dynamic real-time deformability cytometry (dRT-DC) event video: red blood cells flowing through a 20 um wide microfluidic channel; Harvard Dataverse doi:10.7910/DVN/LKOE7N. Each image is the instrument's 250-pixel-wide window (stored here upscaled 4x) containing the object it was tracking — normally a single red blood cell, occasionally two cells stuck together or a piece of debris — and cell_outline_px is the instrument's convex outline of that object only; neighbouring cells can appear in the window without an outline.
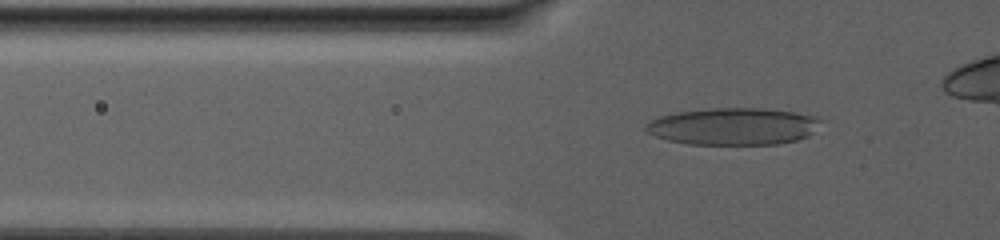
{"species": "human", "species_latin": "Homo sapiens", "temperature_condition": "warm", "stored_images_in_passage": 87, "camera_frame_rate_fps": 3000, "um_per_image_px": 0.085, "donor": {"sex": "male"}, "frame": {"image": 1, "passage_image": 36, "time_ms": 11.667, "image_size_px": [1000, 240], "cell_outline_px": [[824, 120], [808, 136], [796, 140], [780, 144], [688, 144], [668, 140], [656, 136], [648, 132], [644, 128], [644, 124], [660, 116], [676, 112], [712, 108], [764, 108], [796, 112], [816, 116]], "centroid_in_image_um": [62.35, 10.73], "position_along_channel_um": 63.4, "area_um2": 37.92}}
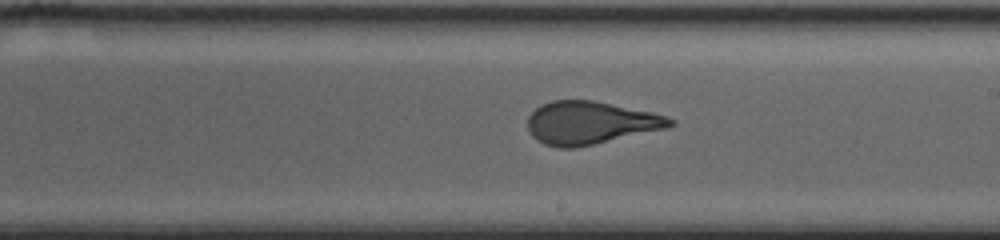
{"frame": {"image": 2, "passage_image": 60, "time_ms": 19.667, "image_size_px": [1000, 240], "cell_outline_px": [[676, 124], [664, 128], [576, 148], [560, 148], [544, 144], [536, 140], [532, 136], [528, 128], [528, 116], [540, 104], [552, 100], [592, 100], [652, 112], [668, 116], [676, 120]], "centroid_in_image_um": [50.15, 10.43], "position_along_channel_um": 238.9, "area_um2": 35.43}}
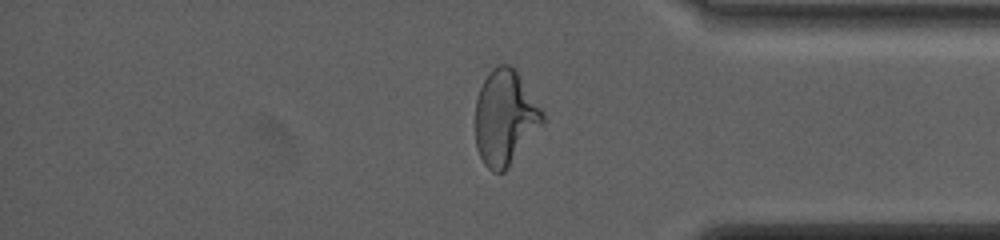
{"frame": {"image": 3, "passage_image": 81, "time_ms": 26.667, "image_size_px": [1000, 240], "cell_outline_px": [[544, 120], [508, 168], [504, 172], [492, 172], [484, 164], [476, 148], [476, 100], [480, 88], [488, 72], [496, 64], [508, 64], [516, 68], [544, 112]], "centroid_in_image_um": [42.92, 9.96], "position_along_channel_um": 392.3, "area_um2": 37.17}}